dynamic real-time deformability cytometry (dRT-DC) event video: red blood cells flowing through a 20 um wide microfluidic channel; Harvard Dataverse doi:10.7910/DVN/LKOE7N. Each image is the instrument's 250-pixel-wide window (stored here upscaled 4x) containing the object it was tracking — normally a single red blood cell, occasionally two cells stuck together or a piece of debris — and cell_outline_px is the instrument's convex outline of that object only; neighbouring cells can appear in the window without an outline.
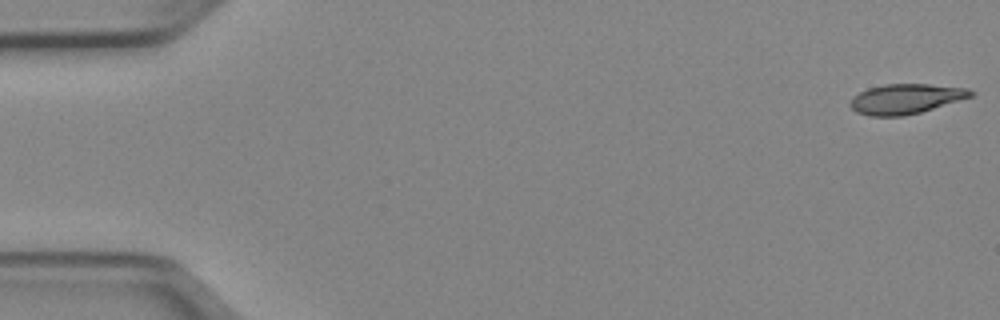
{"species": "Egyptian fruit bat (a non-hibernating species)", "species_latin": "Rousettus aegyptiacus", "temperature_condition": "cold", "stored_images_in_passage": 10, "camera_frame_rate_fps": 3000, "um_per_image_px": 0.085, "animal": {"sex": "female"}, "frame": {"image": 1, "passage_image": 1, "time_ms": 0.0, "image_size_px": [1000, 320], "cell_outline_px": [[976, 92], [972, 96], [920, 112], [904, 116], [868, 116], [856, 112], [848, 104], [852, 96], [868, 88], [884, 84], [928, 84], [968, 88]], "centroid_in_image_um": [76.95, 8.4], "position_along_channel_um": 8.0, "area_um2": 21.04}}